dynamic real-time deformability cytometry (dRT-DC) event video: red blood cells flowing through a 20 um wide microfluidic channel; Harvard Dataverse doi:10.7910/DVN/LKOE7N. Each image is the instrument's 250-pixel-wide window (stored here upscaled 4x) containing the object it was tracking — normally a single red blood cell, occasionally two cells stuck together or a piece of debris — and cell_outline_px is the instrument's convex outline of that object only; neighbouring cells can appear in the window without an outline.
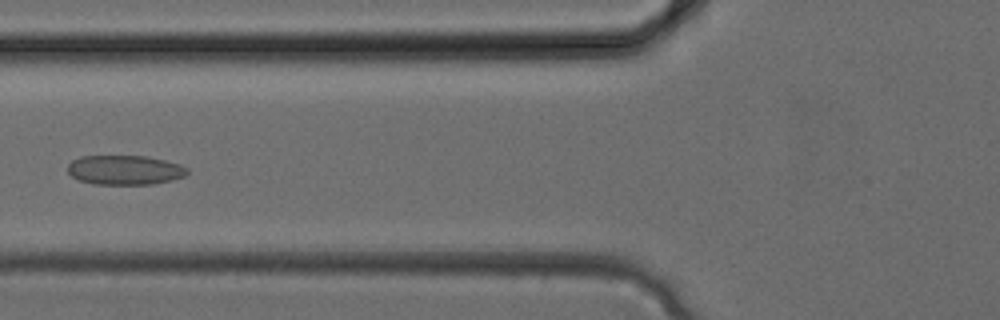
{"species": "common noctule bat (a hibernating species)", "species_latin": "Nyctalus noctula", "temperature_condition": "cold", "stored_images_in_passage": 33, "camera_frame_rate_fps": 3000, "um_per_image_px": 0.085, "animal": {"sex": "female", "body_mass_g": 24.6, "forearm_length_mm": 56.2}, "frame": {"image": 1, "passage_image": 13, "time_ms": 4.0, "image_size_px": [1000, 320], "cell_outline_px": [[188, 172], [184, 176], [172, 180], [152, 184], [92, 184], [80, 180], [72, 176], [68, 172], [68, 164], [72, 160], [80, 156], [144, 156], [164, 160], [180, 164], [188, 168]], "centroid_in_image_um": [10.6, 14.45], "position_along_channel_um": 115.2, "area_um2": 20.52}}
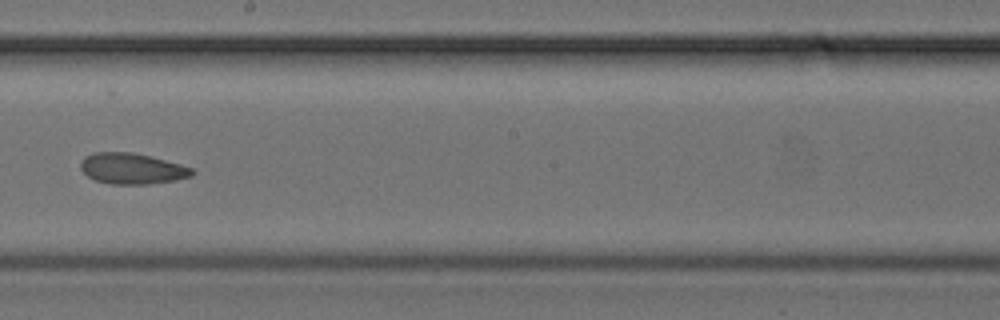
{"frame": {"image": 2, "passage_image": 19, "time_ms": 6.0, "image_size_px": [1000, 320], "cell_outline_px": [[196, 172], [192, 176], [176, 180], [144, 184], [112, 184], [96, 180], [88, 176], [80, 168], [80, 164], [84, 156], [92, 152], [132, 152], [180, 164], [192, 168]], "centroid_in_image_um": [11.21, 14.32], "position_along_channel_um": 237.0, "area_um2": 19.94}}
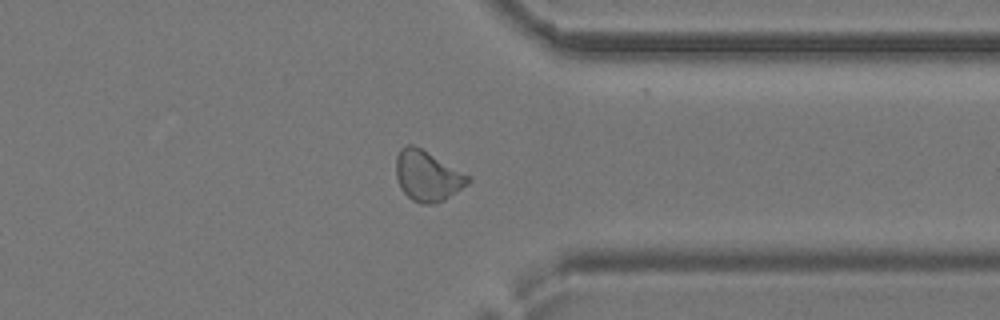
{"frame": {"image": 3, "passage_image": 26, "time_ms": 8.333, "image_size_px": [1000, 320], "cell_outline_px": [[472, 180], [468, 184], [444, 200], [436, 204], [420, 204], [412, 200], [400, 188], [396, 176], [396, 156], [400, 148], [408, 144], [412, 144], [420, 148], [472, 176]], "centroid_in_image_um": [36.34, 14.96], "position_along_channel_um": 375.1, "area_um2": 21.27}}